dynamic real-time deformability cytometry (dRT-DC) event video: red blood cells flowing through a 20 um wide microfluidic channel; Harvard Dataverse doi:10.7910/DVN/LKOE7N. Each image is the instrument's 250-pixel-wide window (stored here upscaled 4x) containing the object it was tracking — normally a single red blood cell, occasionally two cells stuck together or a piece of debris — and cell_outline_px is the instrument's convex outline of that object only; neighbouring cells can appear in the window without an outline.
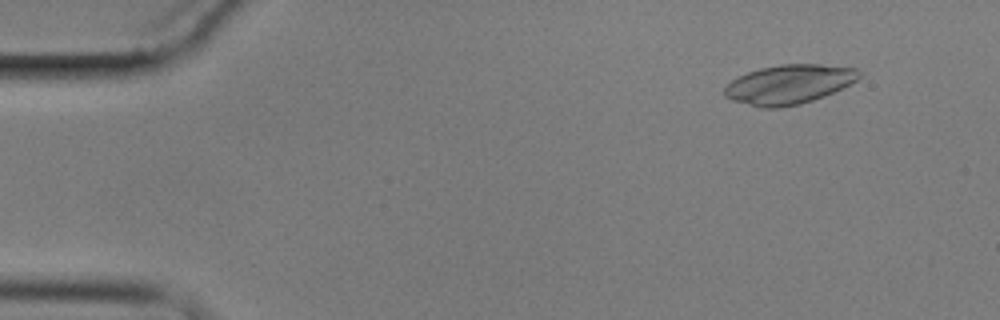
{"species": "common noctule bat (a hibernating species)", "species_latin": "Nyctalus noctula", "temperature_condition": "cold", "stored_images_in_passage": 4, "camera_frame_rate_fps": 3000, "um_per_image_px": 0.085, "animal": {"sex": "male", "body_mass_g": 17.9}, "frame": {"image": 1, "passage_image": 2, "time_ms": 1.0, "image_size_px": [1000, 320], "cell_outline_px": [[860, 76], [856, 80], [824, 96], [800, 104], [780, 108], [760, 108], [732, 100], [724, 96], [724, 88], [732, 80], [748, 72], [760, 68], [780, 64], [820, 64], [856, 68], [860, 72]], "centroid_in_image_um": [67.03, 7.17], "position_along_channel_um": 18.0, "area_um2": 30.63}}